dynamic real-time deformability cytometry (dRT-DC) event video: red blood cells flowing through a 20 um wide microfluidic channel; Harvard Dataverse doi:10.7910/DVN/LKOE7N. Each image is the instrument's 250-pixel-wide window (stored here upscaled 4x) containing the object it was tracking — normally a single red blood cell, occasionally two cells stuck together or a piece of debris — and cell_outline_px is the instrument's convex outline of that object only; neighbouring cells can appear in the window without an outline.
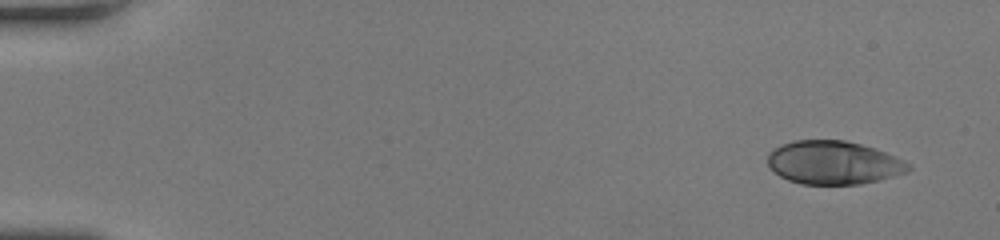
{"species": "human", "species_latin": "Homo sapiens", "temperature_condition": "room temperature", "stored_images_in_passage": 47, "camera_frame_rate_fps": 3000, "um_per_image_px": 0.085, "donor": {"sex": "female"}, "frame": {"image": 1, "passage_image": 1, "time_ms": 0.0, "image_size_px": [1000, 240], "cell_outline_px": [[912, 168], [908, 172], [880, 180], [860, 184], [800, 184], [788, 180], [780, 176], [768, 164], [768, 156], [780, 144], [792, 140], [844, 140], [876, 148], [904, 160], [912, 164]], "centroid_in_image_um": [70.9, 13.82], "position_along_channel_um": 14.1, "area_um2": 35.66}}
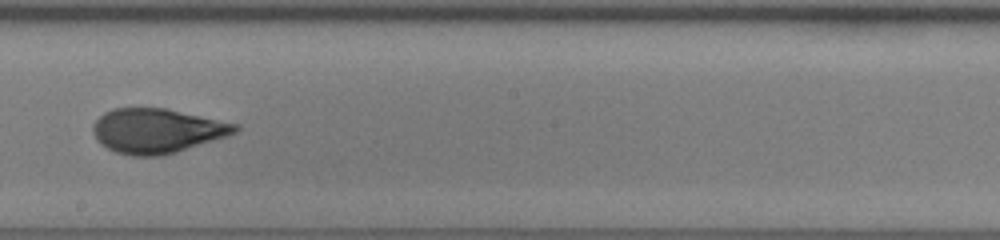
{"frame": {"image": 2, "passage_image": 27, "time_ms": 8.667, "image_size_px": [1000, 240], "cell_outline_px": [[240, 128], [236, 132], [228, 136], [176, 152], [160, 156], [132, 156], [116, 152], [100, 144], [96, 140], [92, 132], [92, 124], [104, 112], [112, 108], [164, 108], [240, 124]], "centroid_in_image_um": [13.33, 11.12], "position_along_channel_um": 234.9, "area_um2": 37.05}}
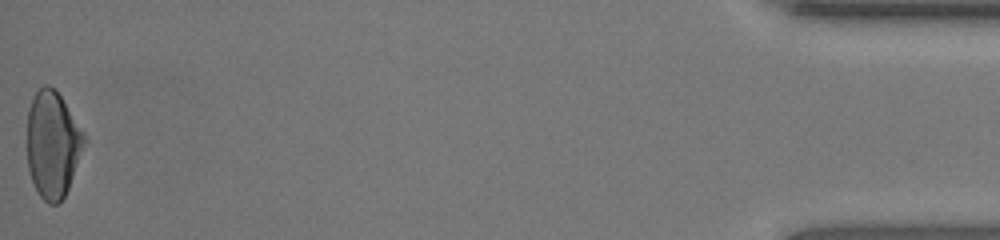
{"frame": {"image": 3, "passage_image": 47, "time_ms": 15.333, "image_size_px": [1000, 240], "cell_outline_px": [[84, 140], [68, 188], [64, 196], [56, 204], [48, 204], [40, 196], [32, 180], [28, 168], [28, 108], [32, 96], [44, 84], [48, 84], [56, 88], [84, 132]], "centroid_in_image_um": [4.44, 12.21], "position_along_channel_um": 430.8, "area_um2": 34.91}, "authors_computed_cell_mechanics": {"area_um2": 36.5296, "velocity_mm_per_s": 4.3013, "shape_relaxation_time_tau1_ms": 7.557, "shape_relaxation_time_tau2_ms": 0.7512, "deformation_change_tau1": 0.2671, "deformation_change_tau2": 0.0523}}